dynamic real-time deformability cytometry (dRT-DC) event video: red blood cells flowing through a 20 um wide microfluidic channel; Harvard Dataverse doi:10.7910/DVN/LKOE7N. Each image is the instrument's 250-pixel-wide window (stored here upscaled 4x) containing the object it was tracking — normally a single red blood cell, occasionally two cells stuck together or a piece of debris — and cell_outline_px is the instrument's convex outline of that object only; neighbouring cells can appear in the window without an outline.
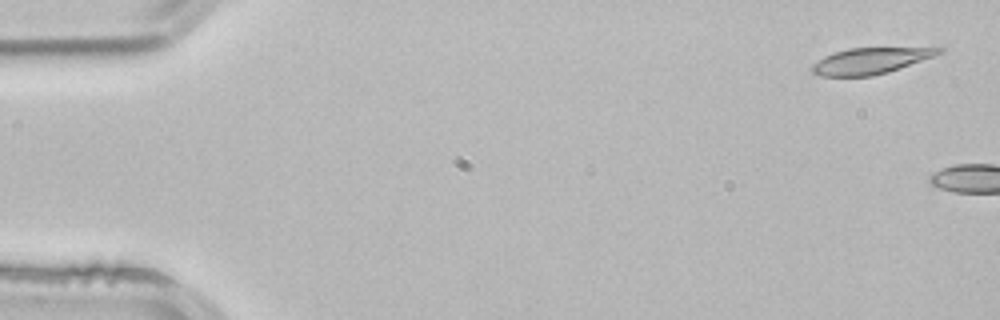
{"species": "common noctule bat (a hibernating species)", "species_latin": "Nyctalus noctula", "temperature_condition": "room temperature", "stored_images_in_passage": 5, "camera_frame_rate_fps": 3000, "um_per_image_px": 0.085, "animal": {"sex": "male", "body_mass_g": 21.5, "forearm_length_mm": 52.0}, "frame": {"image": 1, "passage_image": 1, "time_ms": 0.0, "image_size_px": [1000, 320], "cell_outline_px": [[944, 52], [900, 68], [888, 72], [872, 76], [820, 76], [812, 72], [808, 68], [812, 64], [824, 56], [848, 48], [944, 48]], "centroid_in_image_um": [73.93, 5.18], "position_along_channel_um": 11.1, "area_um2": 19.13}}